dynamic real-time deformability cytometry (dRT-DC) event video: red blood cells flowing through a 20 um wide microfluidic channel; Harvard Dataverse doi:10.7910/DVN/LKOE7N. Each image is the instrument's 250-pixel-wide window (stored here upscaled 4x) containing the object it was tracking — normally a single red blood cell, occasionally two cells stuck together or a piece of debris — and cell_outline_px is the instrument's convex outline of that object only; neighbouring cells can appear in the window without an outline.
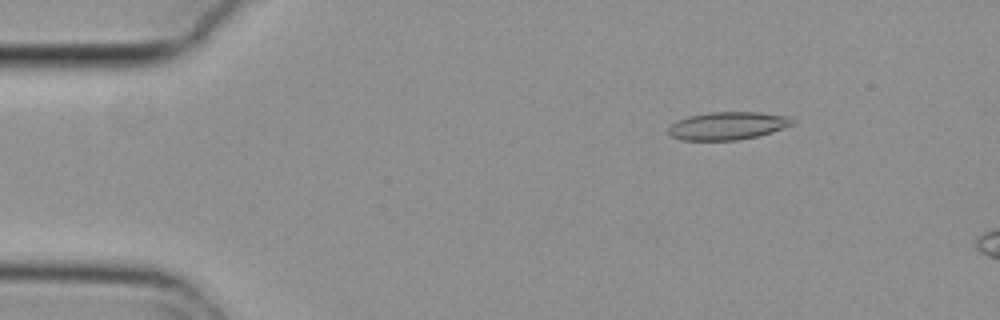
{"species": "common noctule bat (a hibernating species)", "species_latin": "Nyctalus noctula", "temperature_condition": "cold", "stored_images_in_passage": 13, "camera_frame_rate_fps": 3000, "um_per_image_px": 0.085, "animal": {"sex": "female", "body_mass_g": 29.2, "forearm_length_mm": 56.3}, "frame": {"image": 1, "passage_image": 8, "time_ms": 2.333, "image_size_px": [1000, 320], "cell_outline_px": [[796, 120], [792, 124], [784, 128], [772, 132], [756, 136], [736, 140], [680, 140], [672, 136], [668, 132], [668, 128], [676, 120], [688, 116], [708, 112], [760, 112], [788, 116]], "centroid_in_image_um": [61.84, 10.68], "position_along_channel_um": 23.2, "area_um2": 20.17}}